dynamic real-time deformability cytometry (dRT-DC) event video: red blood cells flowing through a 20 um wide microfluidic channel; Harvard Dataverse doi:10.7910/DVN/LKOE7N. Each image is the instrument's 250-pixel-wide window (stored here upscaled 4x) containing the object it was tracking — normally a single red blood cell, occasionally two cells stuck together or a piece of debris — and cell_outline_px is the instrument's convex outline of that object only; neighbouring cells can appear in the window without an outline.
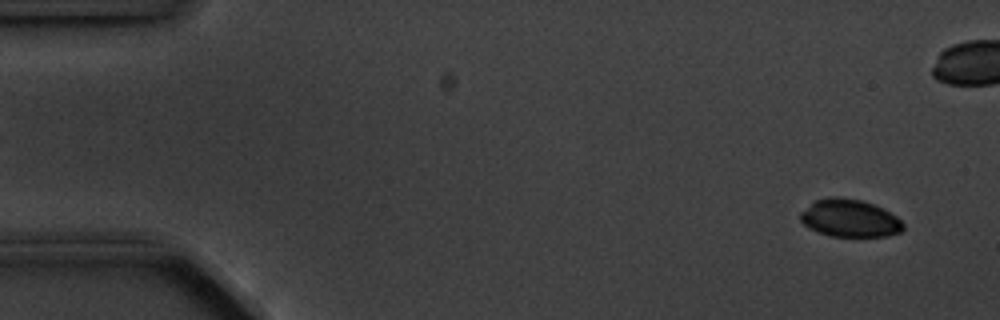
{"species": "common noctule bat (a hibernating species)", "species_latin": "Nyctalus noctula", "temperature_condition": "cold", "stored_images_in_passage": 11, "camera_frame_rate_fps": 3000, "um_per_image_px": 0.085, "animal": {"sex": "male", "body_mass_g": 20.1, "forearm_length_mm": 53.5}, "frame": {"image": 1, "passage_image": 1, "time_ms": 0.0, "image_size_px": [1000, 320], "cell_outline_px": [[904, 228], [900, 232], [888, 236], [832, 236], [808, 228], [800, 220], [800, 212], [812, 200], [832, 196], [836, 196], [860, 200], [872, 204], [896, 216], [904, 224]], "centroid_in_image_um": [72.18, 18.54], "position_along_channel_um": 12.8, "area_um2": 22.48}}